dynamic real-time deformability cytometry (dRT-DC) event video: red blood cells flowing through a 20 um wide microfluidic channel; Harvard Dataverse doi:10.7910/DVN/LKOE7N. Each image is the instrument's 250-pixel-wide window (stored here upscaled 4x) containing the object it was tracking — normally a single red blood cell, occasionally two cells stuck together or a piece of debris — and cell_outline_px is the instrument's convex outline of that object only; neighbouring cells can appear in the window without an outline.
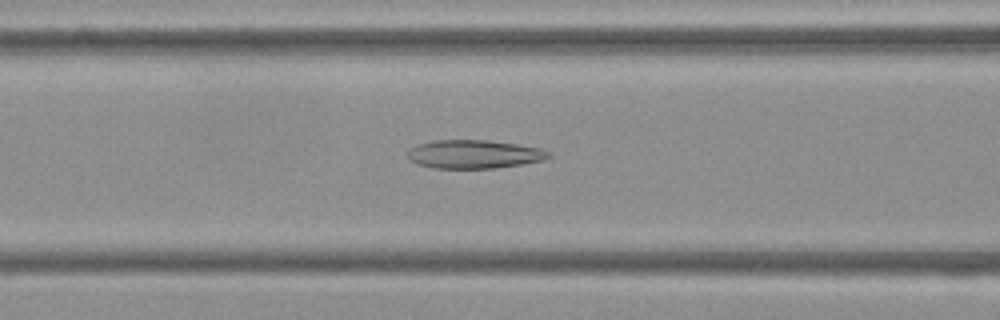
{"species": "Egyptian fruit bat (a non-hibernating species)", "species_latin": "Rousettus aegyptiacus", "temperature_condition": "cold", "stored_images_in_passage": 16, "camera_frame_rate_fps": 3000, "um_per_image_px": 0.085, "frame": {"image": 1, "passage_image": 14, "time_ms": 4.333, "image_size_px": [1000, 320], "cell_outline_px": [[552, 156], [544, 160], [496, 168], [432, 168], [416, 164], [408, 160], [404, 152], [408, 148], [416, 144], [436, 140], [488, 140], [516, 144], [540, 148], [552, 152]], "centroid_in_image_um": [40.23, 13.1], "position_along_channel_um": 126.4, "area_um2": 23.81}}